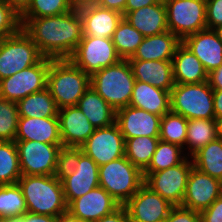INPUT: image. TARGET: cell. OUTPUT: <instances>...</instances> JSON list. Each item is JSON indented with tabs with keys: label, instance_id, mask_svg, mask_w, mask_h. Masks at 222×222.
<instances>
[{
	"label": "cell",
	"instance_id": "39",
	"mask_svg": "<svg viewBox=\"0 0 222 222\" xmlns=\"http://www.w3.org/2000/svg\"><path fill=\"white\" fill-rule=\"evenodd\" d=\"M18 120L16 102L0 98V141H15Z\"/></svg>",
	"mask_w": 222,
	"mask_h": 222
},
{
	"label": "cell",
	"instance_id": "23",
	"mask_svg": "<svg viewBox=\"0 0 222 222\" xmlns=\"http://www.w3.org/2000/svg\"><path fill=\"white\" fill-rule=\"evenodd\" d=\"M15 140L62 144L58 117H19Z\"/></svg>",
	"mask_w": 222,
	"mask_h": 222
},
{
	"label": "cell",
	"instance_id": "44",
	"mask_svg": "<svg viewBox=\"0 0 222 222\" xmlns=\"http://www.w3.org/2000/svg\"><path fill=\"white\" fill-rule=\"evenodd\" d=\"M200 214L201 222H222V194Z\"/></svg>",
	"mask_w": 222,
	"mask_h": 222
},
{
	"label": "cell",
	"instance_id": "43",
	"mask_svg": "<svg viewBox=\"0 0 222 222\" xmlns=\"http://www.w3.org/2000/svg\"><path fill=\"white\" fill-rule=\"evenodd\" d=\"M207 29H214L222 24V0H206Z\"/></svg>",
	"mask_w": 222,
	"mask_h": 222
},
{
	"label": "cell",
	"instance_id": "37",
	"mask_svg": "<svg viewBox=\"0 0 222 222\" xmlns=\"http://www.w3.org/2000/svg\"><path fill=\"white\" fill-rule=\"evenodd\" d=\"M188 119L171 110L160 120L159 139L164 142L181 146L185 152Z\"/></svg>",
	"mask_w": 222,
	"mask_h": 222
},
{
	"label": "cell",
	"instance_id": "18",
	"mask_svg": "<svg viewBox=\"0 0 222 222\" xmlns=\"http://www.w3.org/2000/svg\"><path fill=\"white\" fill-rule=\"evenodd\" d=\"M61 183L66 203L69 205L74 199L99 186V166L79 147V165L75 172L64 178Z\"/></svg>",
	"mask_w": 222,
	"mask_h": 222
},
{
	"label": "cell",
	"instance_id": "46",
	"mask_svg": "<svg viewBox=\"0 0 222 222\" xmlns=\"http://www.w3.org/2000/svg\"><path fill=\"white\" fill-rule=\"evenodd\" d=\"M127 0H97L95 4L100 7L116 10L122 14L125 13Z\"/></svg>",
	"mask_w": 222,
	"mask_h": 222
},
{
	"label": "cell",
	"instance_id": "3",
	"mask_svg": "<svg viewBox=\"0 0 222 222\" xmlns=\"http://www.w3.org/2000/svg\"><path fill=\"white\" fill-rule=\"evenodd\" d=\"M90 87V76L70 59H52L47 73L46 88L58 109L76 106Z\"/></svg>",
	"mask_w": 222,
	"mask_h": 222
},
{
	"label": "cell",
	"instance_id": "42",
	"mask_svg": "<svg viewBox=\"0 0 222 222\" xmlns=\"http://www.w3.org/2000/svg\"><path fill=\"white\" fill-rule=\"evenodd\" d=\"M164 222H201V214L198 211L177 205L172 207Z\"/></svg>",
	"mask_w": 222,
	"mask_h": 222
},
{
	"label": "cell",
	"instance_id": "7",
	"mask_svg": "<svg viewBox=\"0 0 222 222\" xmlns=\"http://www.w3.org/2000/svg\"><path fill=\"white\" fill-rule=\"evenodd\" d=\"M43 58L37 45L21 28L0 41V80L39 63Z\"/></svg>",
	"mask_w": 222,
	"mask_h": 222
},
{
	"label": "cell",
	"instance_id": "22",
	"mask_svg": "<svg viewBox=\"0 0 222 222\" xmlns=\"http://www.w3.org/2000/svg\"><path fill=\"white\" fill-rule=\"evenodd\" d=\"M123 17L144 37L168 31L164 0L139 8L138 10L125 12Z\"/></svg>",
	"mask_w": 222,
	"mask_h": 222
},
{
	"label": "cell",
	"instance_id": "40",
	"mask_svg": "<svg viewBox=\"0 0 222 222\" xmlns=\"http://www.w3.org/2000/svg\"><path fill=\"white\" fill-rule=\"evenodd\" d=\"M78 165L79 147L62 146L57 157L55 176L62 181L64 178L72 175Z\"/></svg>",
	"mask_w": 222,
	"mask_h": 222
},
{
	"label": "cell",
	"instance_id": "38",
	"mask_svg": "<svg viewBox=\"0 0 222 222\" xmlns=\"http://www.w3.org/2000/svg\"><path fill=\"white\" fill-rule=\"evenodd\" d=\"M72 0H32L20 18L57 16L73 10Z\"/></svg>",
	"mask_w": 222,
	"mask_h": 222
},
{
	"label": "cell",
	"instance_id": "53",
	"mask_svg": "<svg viewBox=\"0 0 222 222\" xmlns=\"http://www.w3.org/2000/svg\"><path fill=\"white\" fill-rule=\"evenodd\" d=\"M97 0H72L73 5L77 8L85 4L95 3Z\"/></svg>",
	"mask_w": 222,
	"mask_h": 222
},
{
	"label": "cell",
	"instance_id": "26",
	"mask_svg": "<svg viewBox=\"0 0 222 222\" xmlns=\"http://www.w3.org/2000/svg\"><path fill=\"white\" fill-rule=\"evenodd\" d=\"M129 106L162 117L171 110L170 91L154 87L150 83L135 80Z\"/></svg>",
	"mask_w": 222,
	"mask_h": 222
},
{
	"label": "cell",
	"instance_id": "31",
	"mask_svg": "<svg viewBox=\"0 0 222 222\" xmlns=\"http://www.w3.org/2000/svg\"><path fill=\"white\" fill-rule=\"evenodd\" d=\"M193 167L222 182V138L209 142L191 156Z\"/></svg>",
	"mask_w": 222,
	"mask_h": 222
},
{
	"label": "cell",
	"instance_id": "45",
	"mask_svg": "<svg viewBox=\"0 0 222 222\" xmlns=\"http://www.w3.org/2000/svg\"><path fill=\"white\" fill-rule=\"evenodd\" d=\"M95 222H130V220L126 208L124 206H120L111 214L106 215Z\"/></svg>",
	"mask_w": 222,
	"mask_h": 222
},
{
	"label": "cell",
	"instance_id": "15",
	"mask_svg": "<svg viewBox=\"0 0 222 222\" xmlns=\"http://www.w3.org/2000/svg\"><path fill=\"white\" fill-rule=\"evenodd\" d=\"M222 194V182L192 167L181 206L201 212Z\"/></svg>",
	"mask_w": 222,
	"mask_h": 222
},
{
	"label": "cell",
	"instance_id": "2",
	"mask_svg": "<svg viewBox=\"0 0 222 222\" xmlns=\"http://www.w3.org/2000/svg\"><path fill=\"white\" fill-rule=\"evenodd\" d=\"M17 183L27 212L53 217L68 212L62 183L55 175H22Z\"/></svg>",
	"mask_w": 222,
	"mask_h": 222
},
{
	"label": "cell",
	"instance_id": "1",
	"mask_svg": "<svg viewBox=\"0 0 222 222\" xmlns=\"http://www.w3.org/2000/svg\"><path fill=\"white\" fill-rule=\"evenodd\" d=\"M20 21L22 29L47 58L69 59L83 37L82 19L76 7L61 15Z\"/></svg>",
	"mask_w": 222,
	"mask_h": 222
},
{
	"label": "cell",
	"instance_id": "4",
	"mask_svg": "<svg viewBox=\"0 0 222 222\" xmlns=\"http://www.w3.org/2000/svg\"><path fill=\"white\" fill-rule=\"evenodd\" d=\"M135 78L128 60L121 59L90 76V86L115 110L129 106Z\"/></svg>",
	"mask_w": 222,
	"mask_h": 222
},
{
	"label": "cell",
	"instance_id": "16",
	"mask_svg": "<svg viewBox=\"0 0 222 222\" xmlns=\"http://www.w3.org/2000/svg\"><path fill=\"white\" fill-rule=\"evenodd\" d=\"M121 205L101 186L74 199L68 205V212L82 222H95L111 214Z\"/></svg>",
	"mask_w": 222,
	"mask_h": 222
},
{
	"label": "cell",
	"instance_id": "5",
	"mask_svg": "<svg viewBox=\"0 0 222 222\" xmlns=\"http://www.w3.org/2000/svg\"><path fill=\"white\" fill-rule=\"evenodd\" d=\"M143 184V172L126 156L99 166V186L121 206H124Z\"/></svg>",
	"mask_w": 222,
	"mask_h": 222
},
{
	"label": "cell",
	"instance_id": "49",
	"mask_svg": "<svg viewBox=\"0 0 222 222\" xmlns=\"http://www.w3.org/2000/svg\"><path fill=\"white\" fill-rule=\"evenodd\" d=\"M24 222H57V217L26 212L24 214Z\"/></svg>",
	"mask_w": 222,
	"mask_h": 222
},
{
	"label": "cell",
	"instance_id": "55",
	"mask_svg": "<svg viewBox=\"0 0 222 222\" xmlns=\"http://www.w3.org/2000/svg\"><path fill=\"white\" fill-rule=\"evenodd\" d=\"M1 222H24V215L21 217L6 218L1 220Z\"/></svg>",
	"mask_w": 222,
	"mask_h": 222
},
{
	"label": "cell",
	"instance_id": "35",
	"mask_svg": "<svg viewBox=\"0 0 222 222\" xmlns=\"http://www.w3.org/2000/svg\"><path fill=\"white\" fill-rule=\"evenodd\" d=\"M26 212V201L18 183L0 185V221L21 217Z\"/></svg>",
	"mask_w": 222,
	"mask_h": 222
},
{
	"label": "cell",
	"instance_id": "13",
	"mask_svg": "<svg viewBox=\"0 0 222 222\" xmlns=\"http://www.w3.org/2000/svg\"><path fill=\"white\" fill-rule=\"evenodd\" d=\"M80 148L101 166L125 156V138L115 122L110 126L95 129Z\"/></svg>",
	"mask_w": 222,
	"mask_h": 222
},
{
	"label": "cell",
	"instance_id": "41",
	"mask_svg": "<svg viewBox=\"0 0 222 222\" xmlns=\"http://www.w3.org/2000/svg\"><path fill=\"white\" fill-rule=\"evenodd\" d=\"M22 28L20 15L3 0H0V41Z\"/></svg>",
	"mask_w": 222,
	"mask_h": 222
},
{
	"label": "cell",
	"instance_id": "12",
	"mask_svg": "<svg viewBox=\"0 0 222 222\" xmlns=\"http://www.w3.org/2000/svg\"><path fill=\"white\" fill-rule=\"evenodd\" d=\"M192 167V159L187 157L174 167L158 172H143L144 183L172 205H181Z\"/></svg>",
	"mask_w": 222,
	"mask_h": 222
},
{
	"label": "cell",
	"instance_id": "21",
	"mask_svg": "<svg viewBox=\"0 0 222 222\" xmlns=\"http://www.w3.org/2000/svg\"><path fill=\"white\" fill-rule=\"evenodd\" d=\"M182 44L200 60L208 74L222 65V41L213 29L191 34Z\"/></svg>",
	"mask_w": 222,
	"mask_h": 222
},
{
	"label": "cell",
	"instance_id": "25",
	"mask_svg": "<svg viewBox=\"0 0 222 222\" xmlns=\"http://www.w3.org/2000/svg\"><path fill=\"white\" fill-rule=\"evenodd\" d=\"M181 43L182 41L169 30L158 35L147 36L128 60H172Z\"/></svg>",
	"mask_w": 222,
	"mask_h": 222
},
{
	"label": "cell",
	"instance_id": "32",
	"mask_svg": "<svg viewBox=\"0 0 222 222\" xmlns=\"http://www.w3.org/2000/svg\"><path fill=\"white\" fill-rule=\"evenodd\" d=\"M159 137L139 136L125 139L126 158L142 172L149 166Z\"/></svg>",
	"mask_w": 222,
	"mask_h": 222
},
{
	"label": "cell",
	"instance_id": "28",
	"mask_svg": "<svg viewBox=\"0 0 222 222\" xmlns=\"http://www.w3.org/2000/svg\"><path fill=\"white\" fill-rule=\"evenodd\" d=\"M77 106L96 129L115 123L116 111L91 86Z\"/></svg>",
	"mask_w": 222,
	"mask_h": 222
},
{
	"label": "cell",
	"instance_id": "54",
	"mask_svg": "<svg viewBox=\"0 0 222 222\" xmlns=\"http://www.w3.org/2000/svg\"><path fill=\"white\" fill-rule=\"evenodd\" d=\"M218 136L222 138V117L215 118Z\"/></svg>",
	"mask_w": 222,
	"mask_h": 222
},
{
	"label": "cell",
	"instance_id": "52",
	"mask_svg": "<svg viewBox=\"0 0 222 222\" xmlns=\"http://www.w3.org/2000/svg\"><path fill=\"white\" fill-rule=\"evenodd\" d=\"M57 222H82V221L72 216L69 212H66L57 217Z\"/></svg>",
	"mask_w": 222,
	"mask_h": 222
},
{
	"label": "cell",
	"instance_id": "8",
	"mask_svg": "<svg viewBox=\"0 0 222 222\" xmlns=\"http://www.w3.org/2000/svg\"><path fill=\"white\" fill-rule=\"evenodd\" d=\"M168 30L181 41L207 28L206 0H164Z\"/></svg>",
	"mask_w": 222,
	"mask_h": 222
},
{
	"label": "cell",
	"instance_id": "51",
	"mask_svg": "<svg viewBox=\"0 0 222 222\" xmlns=\"http://www.w3.org/2000/svg\"><path fill=\"white\" fill-rule=\"evenodd\" d=\"M213 105L215 118L222 117V90L213 89Z\"/></svg>",
	"mask_w": 222,
	"mask_h": 222
},
{
	"label": "cell",
	"instance_id": "33",
	"mask_svg": "<svg viewBox=\"0 0 222 222\" xmlns=\"http://www.w3.org/2000/svg\"><path fill=\"white\" fill-rule=\"evenodd\" d=\"M144 36L123 17L113 33L112 42L116 52L123 60H128L142 43Z\"/></svg>",
	"mask_w": 222,
	"mask_h": 222
},
{
	"label": "cell",
	"instance_id": "30",
	"mask_svg": "<svg viewBox=\"0 0 222 222\" xmlns=\"http://www.w3.org/2000/svg\"><path fill=\"white\" fill-rule=\"evenodd\" d=\"M215 119H190L187 124L185 154L191 157L200 148L218 138Z\"/></svg>",
	"mask_w": 222,
	"mask_h": 222
},
{
	"label": "cell",
	"instance_id": "17",
	"mask_svg": "<svg viewBox=\"0 0 222 222\" xmlns=\"http://www.w3.org/2000/svg\"><path fill=\"white\" fill-rule=\"evenodd\" d=\"M161 116L133 106L116 111L115 122L125 139L139 136L159 137Z\"/></svg>",
	"mask_w": 222,
	"mask_h": 222
},
{
	"label": "cell",
	"instance_id": "48",
	"mask_svg": "<svg viewBox=\"0 0 222 222\" xmlns=\"http://www.w3.org/2000/svg\"><path fill=\"white\" fill-rule=\"evenodd\" d=\"M160 0H127L125 12L138 10L139 8L158 3Z\"/></svg>",
	"mask_w": 222,
	"mask_h": 222
},
{
	"label": "cell",
	"instance_id": "56",
	"mask_svg": "<svg viewBox=\"0 0 222 222\" xmlns=\"http://www.w3.org/2000/svg\"><path fill=\"white\" fill-rule=\"evenodd\" d=\"M218 38L222 41V24L213 29Z\"/></svg>",
	"mask_w": 222,
	"mask_h": 222
},
{
	"label": "cell",
	"instance_id": "11",
	"mask_svg": "<svg viewBox=\"0 0 222 222\" xmlns=\"http://www.w3.org/2000/svg\"><path fill=\"white\" fill-rule=\"evenodd\" d=\"M22 175H55L62 144L15 140Z\"/></svg>",
	"mask_w": 222,
	"mask_h": 222
},
{
	"label": "cell",
	"instance_id": "34",
	"mask_svg": "<svg viewBox=\"0 0 222 222\" xmlns=\"http://www.w3.org/2000/svg\"><path fill=\"white\" fill-rule=\"evenodd\" d=\"M187 157L181 146L159 140L149 166L143 172H158L174 167Z\"/></svg>",
	"mask_w": 222,
	"mask_h": 222
},
{
	"label": "cell",
	"instance_id": "19",
	"mask_svg": "<svg viewBox=\"0 0 222 222\" xmlns=\"http://www.w3.org/2000/svg\"><path fill=\"white\" fill-rule=\"evenodd\" d=\"M82 19L83 36L112 38L123 14L95 3L77 7Z\"/></svg>",
	"mask_w": 222,
	"mask_h": 222
},
{
	"label": "cell",
	"instance_id": "36",
	"mask_svg": "<svg viewBox=\"0 0 222 222\" xmlns=\"http://www.w3.org/2000/svg\"><path fill=\"white\" fill-rule=\"evenodd\" d=\"M21 176L15 141H0V185L16 184Z\"/></svg>",
	"mask_w": 222,
	"mask_h": 222
},
{
	"label": "cell",
	"instance_id": "6",
	"mask_svg": "<svg viewBox=\"0 0 222 222\" xmlns=\"http://www.w3.org/2000/svg\"><path fill=\"white\" fill-rule=\"evenodd\" d=\"M171 111L186 119H215L213 89L208 81L175 84L170 92Z\"/></svg>",
	"mask_w": 222,
	"mask_h": 222
},
{
	"label": "cell",
	"instance_id": "27",
	"mask_svg": "<svg viewBox=\"0 0 222 222\" xmlns=\"http://www.w3.org/2000/svg\"><path fill=\"white\" fill-rule=\"evenodd\" d=\"M175 84H191L208 81V73L200 60L182 43L172 58Z\"/></svg>",
	"mask_w": 222,
	"mask_h": 222
},
{
	"label": "cell",
	"instance_id": "14",
	"mask_svg": "<svg viewBox=\"0 0 222 222\" xmlns=\"http://www.w3.org/2000/svg\"><path fill=\"white\" fill-rule=\"evenodd\" d=\"M173 206L145 183L124 205L130 222H164Z\"/></svg>",
	"mask_w": 222,
	"mask_h": 222
},
{
	"label": "cell",
	"instance_id": "47",
	"mask_svg": "<svg viewBox=\"0 0 222 222\" xmlns=\"http://www.w3.org/2000/svg\"><path fill=\"white\" fill-rule=\"evenodd\" d=\"M208 83L212 89L222 90V65L208 74Z\"/></svg>",
	"mask_w": 222,
	"mask_h": 222
},
{
	"label": "cell",
	"instance_id": "20",
	"mask_svg": "<svg viewBox=\"0 0 222 222\" xmlns=\"http://www.w3.org/2000/svg\"><path fill=\"white\" fill-rule=\"evenodd\" d=\"M58 120L64 147H80L96 129L77 105L59 109Z\"/></svg>",
	"mask_w": 222,
	"mask_h": 222
},
{
	"label": "cell",
	"instance_id": "9",
	"mask_svg": "<svg viewBox=\"0 0 222 222\" xmlns=\"http://www.w3.org/2000/svg\"><path fill=\"white\" fill-rule=\"evenodd\" d=\"M69 59L89 76L121 60L112 38L92 36H83Z\"/></svg>",
	"mask_w": 222,
	"mask_h": 222
},
{
	"label": "cell",
	"instance_id": "24",
	"mask_svg": "<svg viewBox=\"0 0 222 222\" xmlns=\"http://www.w3.org/2000/svg\"><path fill=\"white\" fill-rule=\"evenodd\" d=\"M135 80L170 91L175 86L172 60H128Z\"/></svg>",
	"mask_w": 222,
	"mask_h": 222
},
{
	"label": "cell",
	"instance_id": "50",
	"mask_svg": "<svg viewBox=\"0 0 222 222\" xmlns=\"http://www.w3.org/2000/svg\"><path fill=\"white\" fill-rule=\"evenodd\" d=\"M7 5L12 7L19 15H21L32 0H3Z\"/></svg>",
	"mask_w": 222,
	"mask_h": 222
},
{
	"label": "cell",
	"instance_id": "10",
	"mask_svg": "<svg viewBox=\"0 0 222 222\" xmlns=\"http://www.w3.org/2000/svg\"><path fill=\"white\" fill-rule=\"evenodd\" d=\"M51 60L44 57L39 63L0 80V98L17 102L32 93L44 90Z\"/></svg>",
	"mask_w": 222,
	"mask_h": 222
},
{
	"label": "cell",
	"instance_id": "29",
	"mask_svg": "<svg viewBox=\"0 0 222 222\" xmlns=\"http://www.w3.org/2000/svg\"><path fill=\"white\" fill-rule=\"evenodd\" d=\"M19 117H58V108L50 91L32 93L16 102Z\"/></svg>",
	"mask_w": 222,
	"mask_h": 222
}]
</instances>
